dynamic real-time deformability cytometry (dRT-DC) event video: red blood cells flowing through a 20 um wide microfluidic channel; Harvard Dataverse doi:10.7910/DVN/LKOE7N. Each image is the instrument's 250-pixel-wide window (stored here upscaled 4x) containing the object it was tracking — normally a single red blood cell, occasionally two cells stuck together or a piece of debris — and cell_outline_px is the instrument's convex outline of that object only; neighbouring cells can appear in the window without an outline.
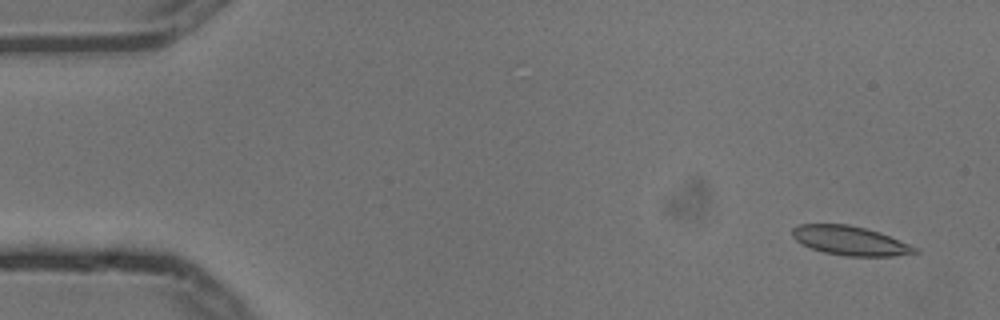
{"species": "common noctule bat (a hibernating species)", "species_latin": "Nyctalus noctula", "temperature_condition": "cold", "stored_images_in_passage": 6, "camera_frame_rate_fps": 3000, "um_per_image_px": 0.085, "animal": {"sex": "male", "body_mass_g": 13.3}, "frame": {"image": 1, "passage_image": 1, "time_ms": 0.0, "image_size_px": [1000, 320], "cell_outline_px": [[920, 252], [892, 256], [844, 256], [824, 252], [812, 248], [796, 240], [792, 236], [792, 228], [800, 224], [848, 224], [880, 232], [920, 248]], "centroid_in_image_um": [72.3, 20.46], "position_along_channel_um": 12.7, "area_um2": 20.81}}
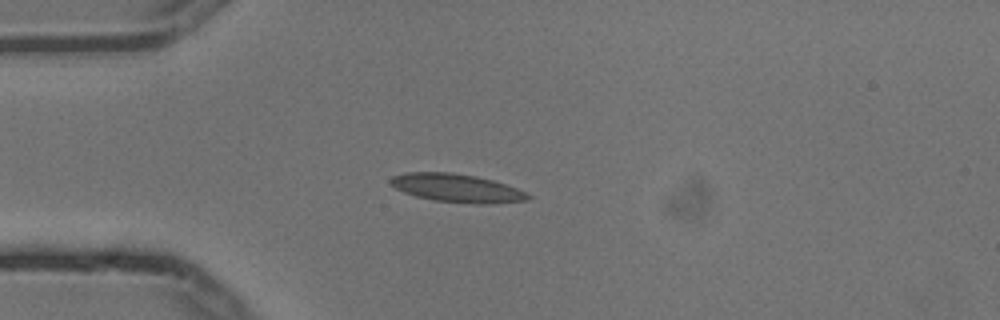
{"frame": {"image": 2, "passage_image": 4, "time_ms": 1.0, "image_size_px": [1000, 320], "cell_outline_px": [[532, 196], [528, 200], [492, 204], [476, 204], [436, 200], [416, 196], [404, 192], [396, 188], [388, 180], [392, 176], [408, 172], [452, 172], [476, 176], [492, 180], [516, 188]], "centroid_in_image_um": [38.83, 15.98], "position_along_channel_um": 46.2, "area_um2": 22.48}}
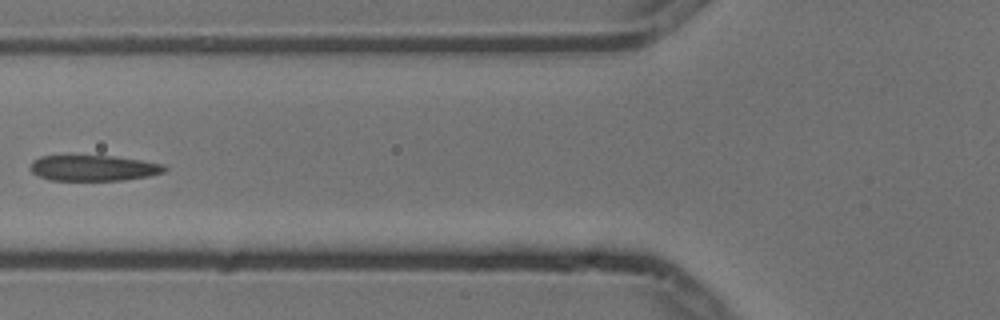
{"frame": {"image": 3, "passage_image": 6, "time_ms": 1.667, "image_size_px": [1000, 320], "cell_outline_px": [[168, 168], [164, 172], [148, 176], [124, 180], [48, 180], [32, 172], [28, 168], [32, 160], [40, 156], [112, 156], [140, 160], [164, 164]], "centroid_in_image_um": [7.93, 14.28], "position_along_channel_um": 117.9, "area_um2": 20.11}}